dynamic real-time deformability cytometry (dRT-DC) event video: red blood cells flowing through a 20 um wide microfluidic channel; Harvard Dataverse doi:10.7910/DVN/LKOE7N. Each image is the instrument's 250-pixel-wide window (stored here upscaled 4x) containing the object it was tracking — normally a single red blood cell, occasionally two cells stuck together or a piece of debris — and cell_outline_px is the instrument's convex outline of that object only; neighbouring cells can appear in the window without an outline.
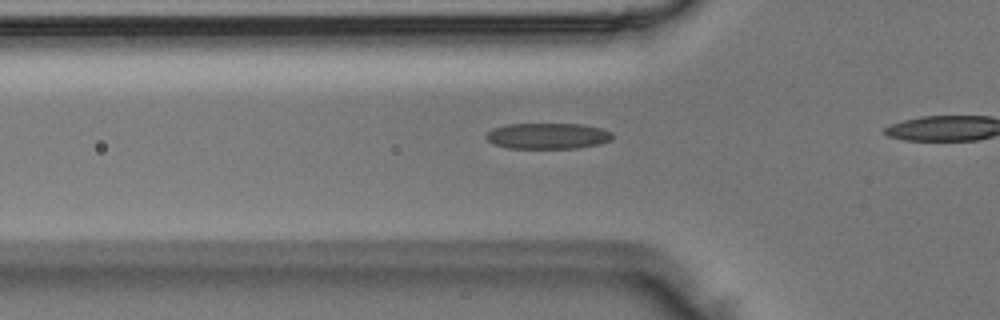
{"species": "Egyptian fruit bat (a non-hibernating species)", "species_latin": "Rousettus aegyptiacus", "temperature_condition": "room temperature", "stored_images_in_passage": 35, "camera_frame_rate_fps": 3000, "um_per_image_px": 0.085, "animal": {"sex": "male"}, "frame": {"image": 1, "passage_image": 12, "time_ms": 3.667, "image_size_px": [1000, 320], "cell_outline_px": [[612, 140], [600, 144], [576, 148], [508, 148], [492, 144], [484, 136], [492, 128], [504, 124], [584, 124], [600, 128], [612, 132]], "centroid_in_image_um": [46.53, 11.55], "position_along_channel_um": 79.3, "area_um2": 19.25}}
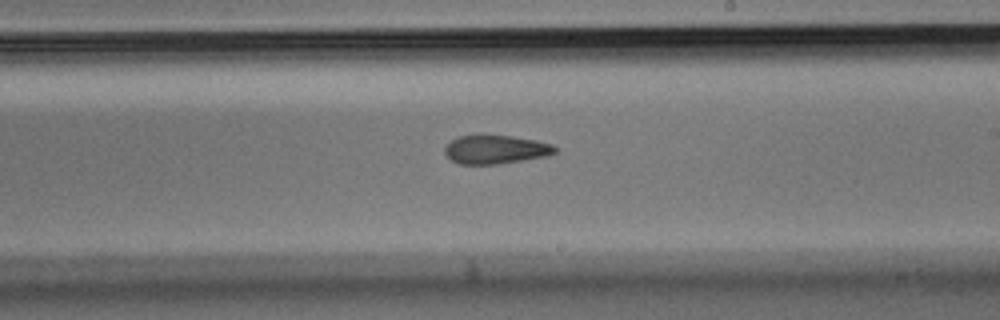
{"frame": {"image": 2, "passage_image": 24, "time_ms": 7.667, "image_size_px": [1000, 320], "cell_outline_px": [[556, 152], [548, 156], [496, 164], [460, 164], [452, 160], [444, 152], [444, 148], [452, 140], [460, 136], [476, 132], [484, 132], [512, 136], [536, 140], [552, 144], [556, 148]], "centroid_in_image_um": [42.11, 12.66], "position_along_channel_um": 246.9, "area_um2": 18.96}}
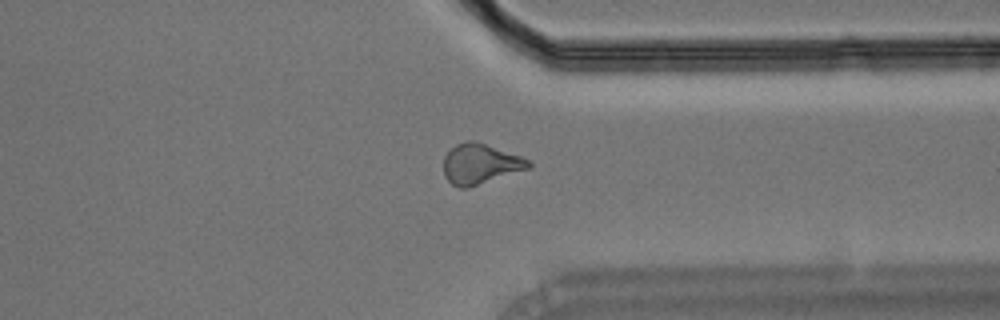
{"frame": {"image": 3, "passage_image": 33, "time_ms": 10.667, "image_size_px": [1000, 320], "cell_outline_px": [[532, 168], [468, 188], [460, 188], [452, 184], [444, 176], [444, 156], [456, 144], [468, 140], [472, 140], [520, 156], [528, 160], [532, 164]], "centroid_in_image_um": [40.83, 13.96], "position_along_channel_um": 370.6, "area_um2": 19.83}}